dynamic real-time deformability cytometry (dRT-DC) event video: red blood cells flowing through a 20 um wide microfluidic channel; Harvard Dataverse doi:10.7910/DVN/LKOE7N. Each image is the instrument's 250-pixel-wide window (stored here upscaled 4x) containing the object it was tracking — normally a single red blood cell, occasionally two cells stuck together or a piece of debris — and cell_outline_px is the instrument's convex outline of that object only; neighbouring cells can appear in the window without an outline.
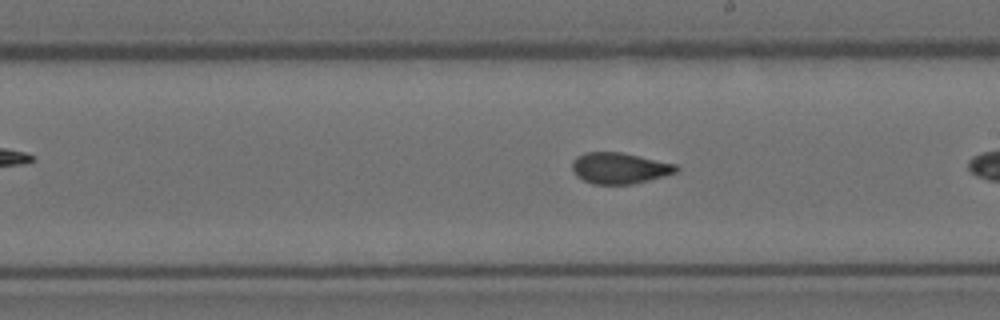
{"species": "Egyptian fruit bat (a non-hibernating species)", "species_latin": "Rousettus aegyptiacus", "temperature_condition": "room temperature", "stored_images_in_passage": 11, "camera_frame_rate_fps": 3000, "um_per_image_px": 0.085, "animal": {"sex": "female"}, "frame": {"image": 1, "passage_image": 10, "time_ms": 3.0, "image_size_px": [1000, 320], "cell_outline_px": [[680, 168], [676, 172], [664, 176], [632, 184], [592, 184], [576, 176], [572, 168], [572, 160], [576, 156], [584, 152], [620, 152], [676, 164]], "centroid_in_image_um": [52.63, 14.29], "position_along_channel_um": 236.4, "area_um2": 18.84}}